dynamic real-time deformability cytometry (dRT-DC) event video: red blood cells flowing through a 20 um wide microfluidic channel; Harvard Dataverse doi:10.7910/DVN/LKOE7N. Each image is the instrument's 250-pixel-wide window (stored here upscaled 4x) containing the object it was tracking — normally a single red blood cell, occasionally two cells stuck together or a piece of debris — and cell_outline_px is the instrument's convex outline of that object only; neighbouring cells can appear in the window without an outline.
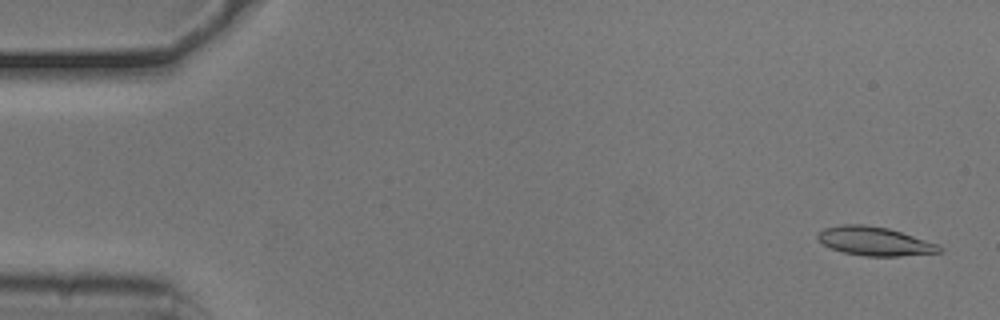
{"species": "common noctule bat (a hibernating species)", "species_latin": "Nyctalus noctula", "temperature_condition": "cold", "stored_images_in_passage": 8, "camera_frame_rate_fps": 3000, "um_per_image_px": 0.085, "animal": {"sex": "male", "body_mass_g": 20.5, "forearm_length_mm": 52.5}, "frame": {"image": 1, "passage_image": 2, "time_ms": 0.333, "image_size_px": [1000, 320], "cell_outline_px": [[944, 252], [900, 256], [864, 256], [844, 252], [832, 248], [824, 244], [816, 236], [824, 228], [840, 224], [864, 224], [888, 228], [940, 244], [944, 248]], "centroid_in_image_um": [74.41, 20.5], "position_along_channel_um": 10.6, "area_um2": 20.46}}